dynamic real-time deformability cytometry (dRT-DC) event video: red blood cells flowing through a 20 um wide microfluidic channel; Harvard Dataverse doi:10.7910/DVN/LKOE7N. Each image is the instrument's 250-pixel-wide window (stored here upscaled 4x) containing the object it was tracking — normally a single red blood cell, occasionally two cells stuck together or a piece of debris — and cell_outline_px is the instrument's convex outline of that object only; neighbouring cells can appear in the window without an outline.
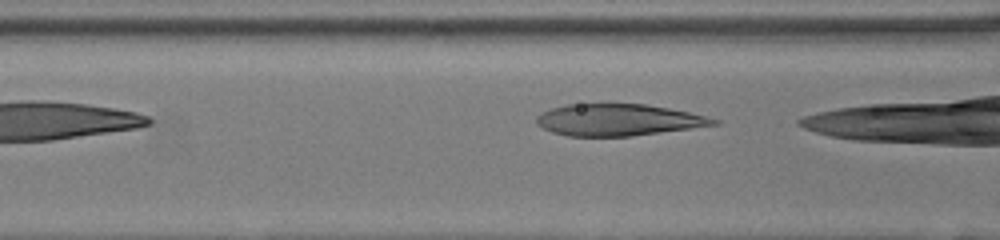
{"species": "human", "species_latin": "Homo sapiens", "temperature_condition": "room temperature", "stored_images_in_passage": 11, "camera_frame_rate_fps": 3000, "um_per_image_px": 0.085, "donor": {"sex": "female"}, "frame": {"image": 1, "passage_image": 5, "time_ms": 1.333, "image_size_px": [1000, 240], "cell_outline_px": [[720, 124], [632, 136], [568, 136], [552, 132], [536, 124], [536, 116], [540, 112], [552, 108], [568, 104], [608, 100], [644, 104], [668, 108], [688, 112], [720, 120]], "centroid_in_image_um": [52.49, 10.14], "position_along_channel_um": 114.1, "area_um2": 33.64}}
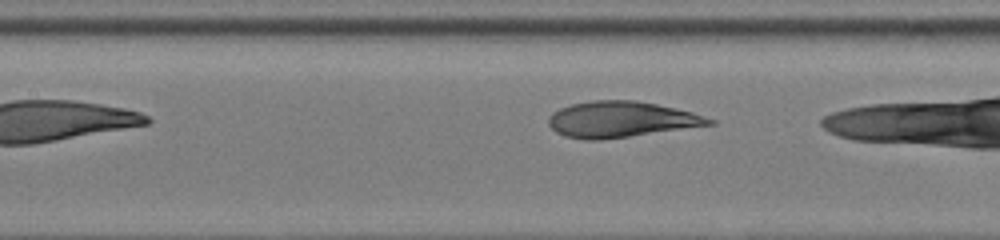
{"frame": {"image": 2, "passage_image": 8, "time_ms": 2.333, "image_size_px": [1000, 240], "cell_outline_px": [[716, 124], [600, 140], [584, 140], [564, 136], [556, 132], [548, 124], [548, 116], [552, 112], [560, 108], [572, 104], [592, 100], [636, 100], [656, 104], [692, 112], [716, 120]], "centroid_in_image_um": [52.76, 10.15], "position_along_channel_um": 154.6, "area_um2": 33.58}}